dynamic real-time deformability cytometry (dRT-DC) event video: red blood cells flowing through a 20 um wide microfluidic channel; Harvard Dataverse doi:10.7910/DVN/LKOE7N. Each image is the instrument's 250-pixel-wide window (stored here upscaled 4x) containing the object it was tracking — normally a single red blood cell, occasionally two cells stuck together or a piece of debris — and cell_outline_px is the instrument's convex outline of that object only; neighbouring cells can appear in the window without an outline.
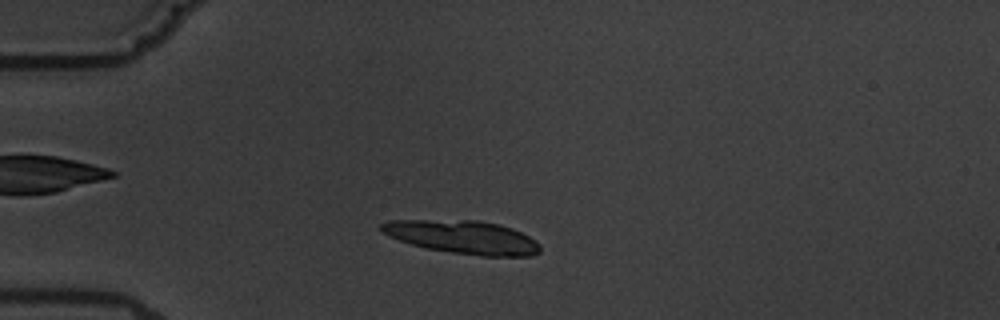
{"species": "common noctule bat (a hibernating species)", "species_latin": "Nyctalus noctula", "temperature_condition": "warm", "stored_images_in_passage": 2, "camera_frame_rate_fps": 3000, "um_per_image_px": 0.085, "animal": {"sex": "male", "body_mass_g": 19.5, "forearm_length_mm": 54.6}, "frame": {"image": 1, "passage_image": 2, "time_ms": 1.0, "image_size_px": [1000, 320], "cell_outline_px": [[540, 252], [532, 256], [480, 256], [424, 248], [400, 240], [380, 232], [380, 224], [388, 220], [476, 220], [500, 224], [512, 228], [536, 240], [540, 244]], "centroid_in_image_um": [39.35, 20.15], "position_along_channel_um": 45.7, "area_um2": 30.87}}